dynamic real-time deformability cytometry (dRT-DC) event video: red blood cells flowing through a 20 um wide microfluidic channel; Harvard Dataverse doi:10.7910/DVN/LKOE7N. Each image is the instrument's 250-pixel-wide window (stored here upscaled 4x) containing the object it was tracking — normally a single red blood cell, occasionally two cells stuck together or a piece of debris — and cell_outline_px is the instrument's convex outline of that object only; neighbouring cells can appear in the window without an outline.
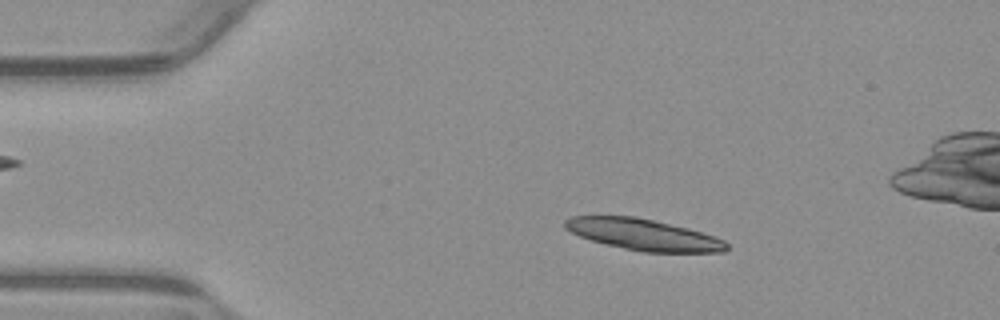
{"species": "common noctule bat (a hibernating species)", "species_latin": "Nyctalus noctula", "temperature_condition": "warm", "stored_images_in_passage": 40, "camera_frame_rate_fps": 3000, "um_per_image_px": 0.085, "animal": {"sex": "male", "body_mass_g": 23.1, "forearm_length_mm": 52.7}, "frame": {"image": 1, "passage_image": 9, "time_ms": 2.667, "image_size_px": [1000, 320], "cell_outline_px": [[728, 248], [724, 252], [644, 252], [624, 248], [592, 240], [580, 236], [564, 228], [564, 220], [572, 216], [636, 216], [688, 228], [724, 240], [728, 244]], "centroid_in_image_um": [54.69, 19.93], "position_along_channel_um": 30.3, "area_um2": 29.13}}
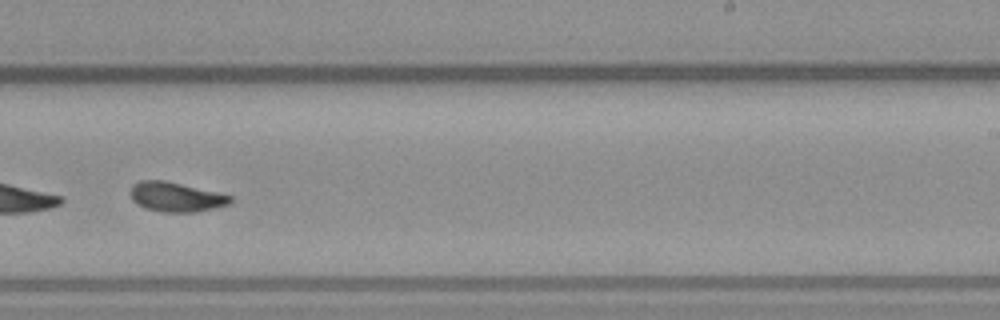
{"frame": {"image": 2, "passage_image": 33, "time_ms": 10.667, "image_size_px": [1000, 320], "cell_outline_px": [[232, 200], [228, 204], [216, 208], [196, 212], [164, 212], [144, 208], [132, 200], [128, 192], [132, 184], [140, 180], [164, 180], [220, 192], [232, 196]], "centroid_in_image_um": [14.94, 16.73], "position_along_channel_um": 274.1, "area_um2": 17.51}}
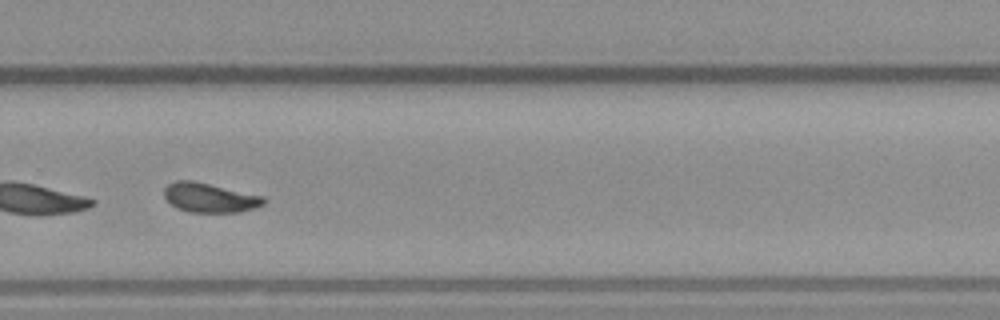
{"frame": {"image": 3, "passage_image": 36, "time_ms": 11.667, "image_size_px": [1000, 320], "cell_outline_px": [[264, 204], [256, 208], [240, 212], [188, 212], [176, 208], [164, 196], [164, 188], [168, 184], [176, 180], [192, 180], [264, 196]], "centroid_in_image_um": [17.82, 16.8], "position_along_channel_um": 312.0, "area_um2": 17.05}, "authors_computed_cell_mechanics": {"area_um2": 17.5134, "velocity_mm_per_s": 3.8082, "shape_relaxation_time_tau1_ms": null, "shape_relaxation_time_tau2_ms": 2.1445, "deformation_change_tau1": null, "deformation_change_tau2": 0.0741}}